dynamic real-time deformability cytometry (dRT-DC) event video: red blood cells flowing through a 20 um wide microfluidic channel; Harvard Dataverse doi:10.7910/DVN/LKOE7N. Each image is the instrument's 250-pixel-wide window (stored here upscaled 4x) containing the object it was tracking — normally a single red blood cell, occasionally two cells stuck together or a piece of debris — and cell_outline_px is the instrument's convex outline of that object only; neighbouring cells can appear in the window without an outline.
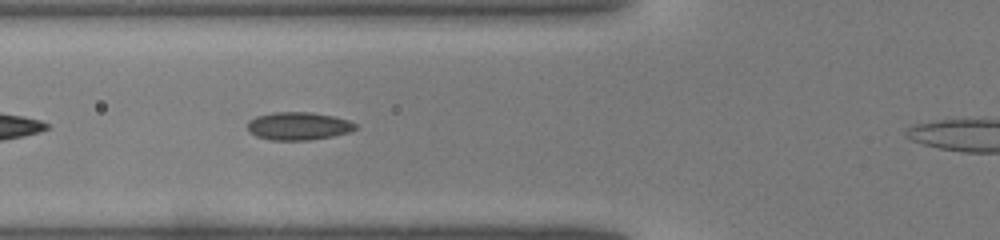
{"species": "common noctule bat (a hibernating species)", "species_latin": "Nyctalus noctula", "temperature_condition": "warm", "stored_images_in_passage": 35, "camera_frame_rate_fps": 3000, "um_per_image_px": 0.085, "animal": {"sex": "male", "body_mass_g": 19.0, "forearm_length_mm": 50.8}, "frame": {"image": 1, "passage_image": 12, "time_ms": 3.667, "image_size_px": [1000, 240], "cell_outline_px": [[356, 128], [348, 132], [332, 136], [308, 140], [272, 140], [256, 136], [248, 128], [248, 120], [256, 116], [272, 112], [312, 112], [332, 116], [348, 120], [356, 124]], "centroid_in_image_um": [25.34, 10.7], "position_along_channel_um": 100.5, "area_um2": 17.4}}
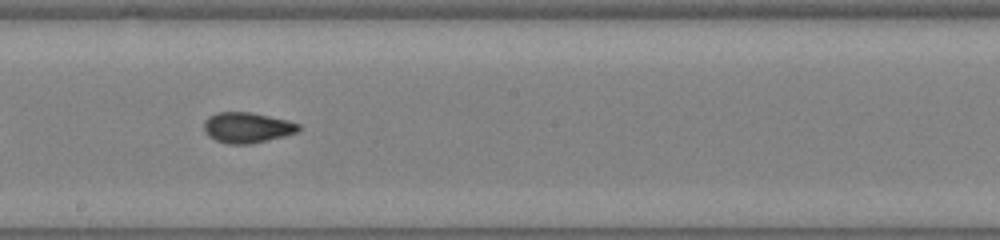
{"frame": {"image": 2, "passage_image": 20, "time_ms": 6.333, "image_size_px": [1000, 240], "cell_outline_px": [[300, 128], [296, 132], [284, 136], [252, 144], [228, 144], [216, 140], [208, 136], [204, 132], [204, 120], [208, 116], [216, 112], [252, 112], [288, 120], [300, 124]], "centroid_in_image_um": [20.98, 10.84], "position_along_channel_um": 227.2, "area_um2": 16.99}}
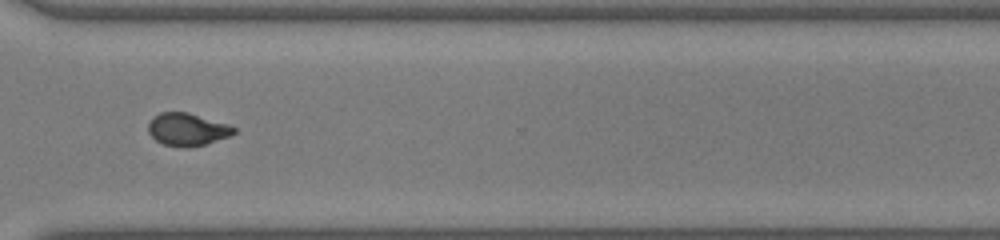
{"frame": {"image": 3, "passage_image": 28, "time_ms": 9.0, "image_size_px": [1000, 240], "cell_outline_px": [[236, 132], [228, 136], [204, 144], [188, 148], [180, 148], [164, 144], [156, 140], [148, 132], [148, 124], [152, 116], [160, 112], [188, 112], [228, 124], [236, 128]], "centroid_in_image_um": [15.89, 10.99], "position_along_channel_um": 354.7, "area_um2": 16.3}}